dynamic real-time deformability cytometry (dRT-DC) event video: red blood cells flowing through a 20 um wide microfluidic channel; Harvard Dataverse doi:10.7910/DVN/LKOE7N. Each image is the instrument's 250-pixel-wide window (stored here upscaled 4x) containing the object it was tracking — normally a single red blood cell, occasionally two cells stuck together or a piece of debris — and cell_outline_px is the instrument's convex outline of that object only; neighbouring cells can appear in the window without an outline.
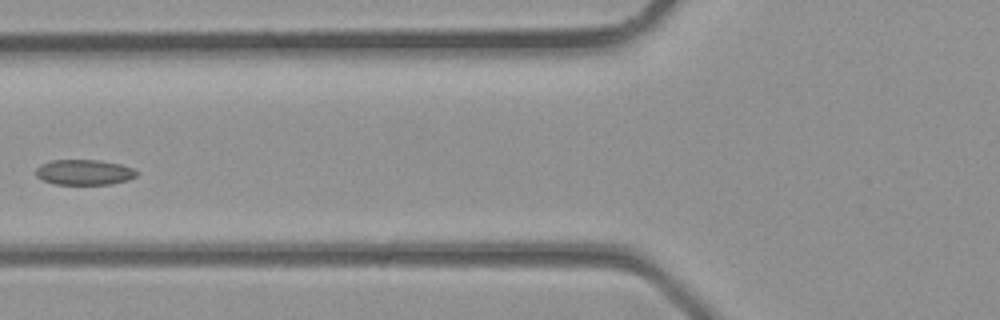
{"species": "common noctule bat (a hibernating species)", "species_latin": "Nyctalus noctula", "temperature_condition": "room temperature", "stored_images_in_passage": 3, "camera_frame_rate_fps": 3000, "um_per_image_px": 0.085, "animal": {"sex": "male", "body_mass_g": 23.1, "forearm_length_mm": 52.7}, "frame": {"image": 1, "passage_image": 3, "time_ms": 0.667, "image_size_px": [1000, 320], "cell_outline_px": [[140, 172], [136, 176], [128, 180], [112, 184], [56, 184], [40, 180], [36, 176], [36, 168], [40, 164], [52, 160], [100, 160], [120, 164], [132, 168]], "centroid_in_image_um": [7.15, 14.64], "position_along_channel_um": 118.6, "area_um2": 15.03}}